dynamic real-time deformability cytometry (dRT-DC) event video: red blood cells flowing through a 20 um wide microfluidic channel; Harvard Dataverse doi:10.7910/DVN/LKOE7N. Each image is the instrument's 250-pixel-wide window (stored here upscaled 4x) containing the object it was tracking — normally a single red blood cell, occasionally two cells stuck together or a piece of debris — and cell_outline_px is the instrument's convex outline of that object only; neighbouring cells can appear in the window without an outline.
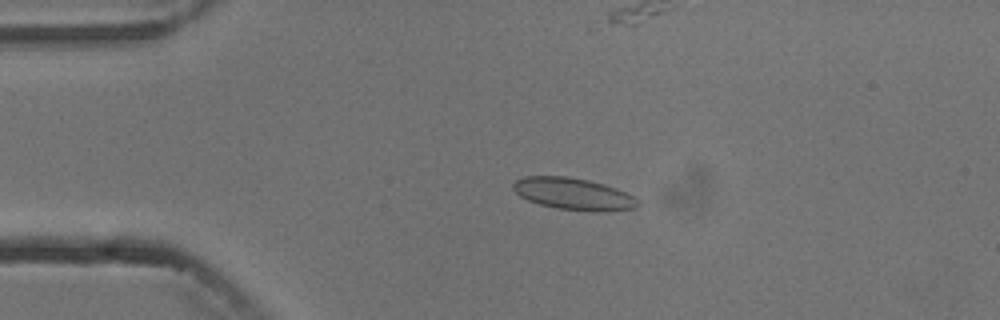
{"species": "common noctule bat (a hibernating species)", "species_latin": "Nyctalus noctula", "temperature_condition": "cold", "stored_images_in_passage": 4, "camera_frame_rate_fps": 3000, "um_per_image_px": 0.085, "animal": {"sex": "male", "body_mass_g": 13.3}, "frame": {"image": 1, "passage_image": 2, "time_ms": 1.0, "image_size_px": [1000, 320], "cell_outline_px": [[640, 204], [636, 208], [608, 212], [592, 212], [556, 208], [540, 204], [528, 200], [520, 196], [512, 188], [512, 184], [516, 180], [524, 176], [564, 176], [588, 180], [604, 184], [616, 188], [640, 200]], "centroid_in_image_um": [48.77, 16.5], "position_along_channel_um": 36.2, "area_um2": 23.35}}